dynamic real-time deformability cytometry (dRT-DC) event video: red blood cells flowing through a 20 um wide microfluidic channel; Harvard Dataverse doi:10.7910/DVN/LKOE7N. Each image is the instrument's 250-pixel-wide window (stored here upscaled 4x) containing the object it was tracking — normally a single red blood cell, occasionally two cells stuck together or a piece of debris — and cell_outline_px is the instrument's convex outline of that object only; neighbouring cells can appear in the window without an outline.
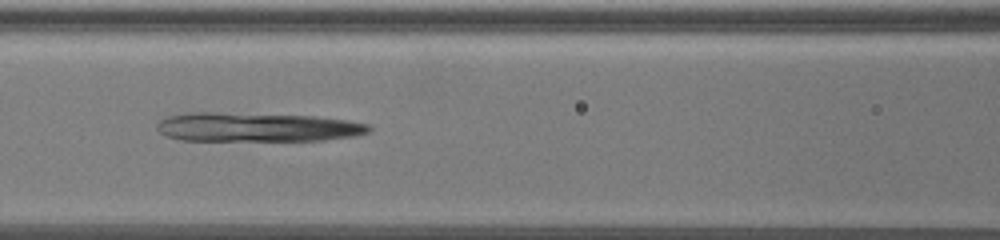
{"species": "common noctule bat (a hibernating species)", "species_latin": "Nyctalus noctula", "temperature_condition": "warm", "stored_images_in_passage": 34, "camera_frame_rate_fps": 3000, "um_per_image_px": 0.085, "animal": {"sex": "female", "body_mass_g": 19.5, "forearm_length_mm": 54.1}, "frame": {"image": 1, "passage_image": 15, "time_ms": 4.667, "image_size_px": [1000, 240], "cell_outline_px": [[364, 128], [360, 132], [328, 136], [292, 140], [196, 140], [180, 136], [184, 116], [284, 116], [324, 120], [356, 124]], "centroid_in_image_um": [22.24, 10.89], "position_along_channel_um": 144.4, "area_um2": 26.65}}